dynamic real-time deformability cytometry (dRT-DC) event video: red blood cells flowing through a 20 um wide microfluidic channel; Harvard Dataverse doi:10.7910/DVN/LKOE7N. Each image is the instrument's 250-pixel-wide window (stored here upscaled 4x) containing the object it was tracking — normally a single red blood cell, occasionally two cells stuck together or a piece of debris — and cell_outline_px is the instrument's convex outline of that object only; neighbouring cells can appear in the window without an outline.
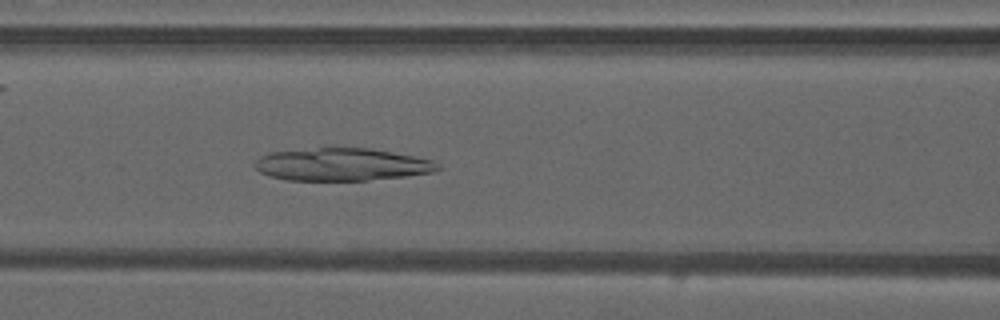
{"species": "common noctule bat (a hibernating species)", "species_latin": "Nyctalus noctula", "temperature_condition": "warm", "stored_images_in_passage": 50, "camera_frame_rate_fps": 3000, "um_per_image_px": 0.085, "animal": {"sex": "male", "forearm_length_mm": 52.5}, "frame": {"image": 1, "passage_image": 21, "time_ms": 6.667, "image_size_px": [1000, 320], "cell_outline_px": [[440, 168], [436, 172], [404, 176], [368, 180], [288, 180], [272, 176], [260, 172], [256, 168], [256, 160], [260, 156], [268, 152], [320, 148], [372, 148], [432, 160], [440, 164]], "centroid_in_image_um": [29.08, 13.98], "position_along_channel_um": 137.5, "area_um2": 34.51}}
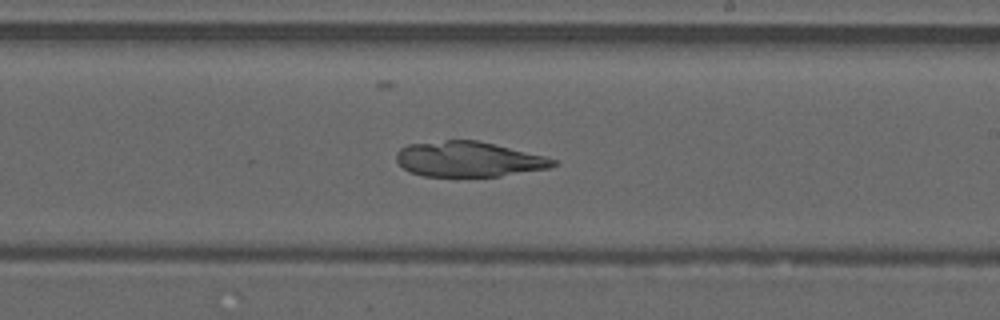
{"frame": {"image": 2, "passage_image": 29, "time_ms": 9.333, "image_size_px": [1000, 320], "cell_outline_px": [[556, 164], [548, 168], [500, 176], [424, 176], [408, 172], [396, 160], [396, 152], [400, 148], [408, 144], [444, 140], [476, 140], [544, 156], [556, 160]], "centroid_in_image_um": [39.77, 13.53], "position_along_channel_um": 249.2, "area_um2": 31.91}}
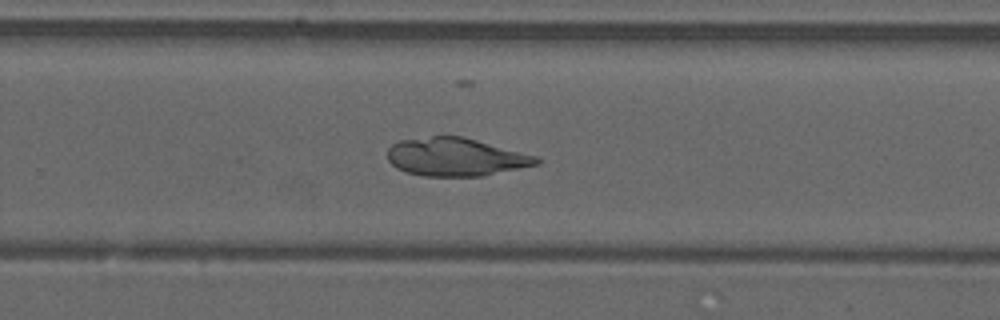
{"frame": {"image": 3, "passage_image": 32, "time_ms": 10.333, "image_size_px": [1000, 320], "cell_outline_px": [[540, 164], [480, 176], [424, 176], [408, 172], [396, 168], [388, 160], [388, 148], [392, 144], [400, 140], [432, 136], [460, 136], [540, 156]], "centroid_in_image_um": [38.75, 13.34], "position_along_channel_um": 291.0, "area_um2": 33.0}}